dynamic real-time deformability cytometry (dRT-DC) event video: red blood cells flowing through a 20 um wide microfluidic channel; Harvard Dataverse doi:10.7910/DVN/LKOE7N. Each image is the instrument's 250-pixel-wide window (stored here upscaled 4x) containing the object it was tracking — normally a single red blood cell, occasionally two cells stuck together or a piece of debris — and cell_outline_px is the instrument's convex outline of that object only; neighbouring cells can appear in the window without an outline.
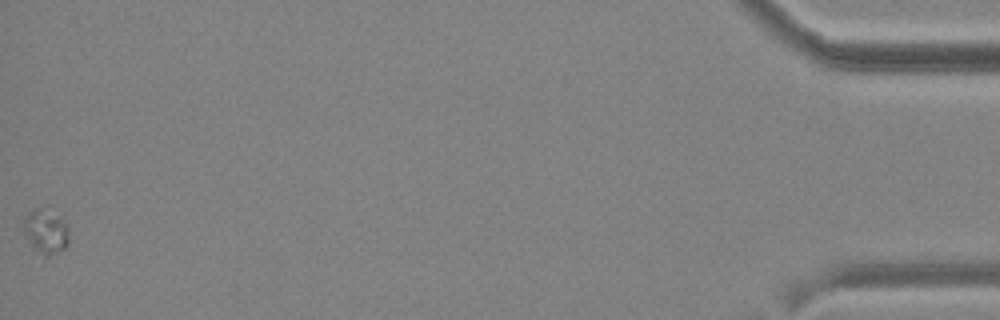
{"species": "common noctule bat (a hibernating species)", "species_latin": "Nyctalus noctula", "temperature_condition": "cold", "stored_images_in_passage": 16, "camera_frame_rate_fps": 3000, "um_per_image_px": 0.085, "animal": {"sex": "male", "body_mass_g": 19.2, "forearm_length_mm": 51.8}, "frame": {"image": 1, "passage_image": 16, "time_ms": 18.333, "image_size_px": [1000, 320], "cell_outline_px": [[68, 244], [64, 248], [44, 260], [32, 248], [24, 232], [24, 220], [36, 208], [60, 220], [68, 228]], "centroid_in_image_um": [3.87, 19.85], "position_along_channel_um": 431.3, "area_um2": 11.1}}